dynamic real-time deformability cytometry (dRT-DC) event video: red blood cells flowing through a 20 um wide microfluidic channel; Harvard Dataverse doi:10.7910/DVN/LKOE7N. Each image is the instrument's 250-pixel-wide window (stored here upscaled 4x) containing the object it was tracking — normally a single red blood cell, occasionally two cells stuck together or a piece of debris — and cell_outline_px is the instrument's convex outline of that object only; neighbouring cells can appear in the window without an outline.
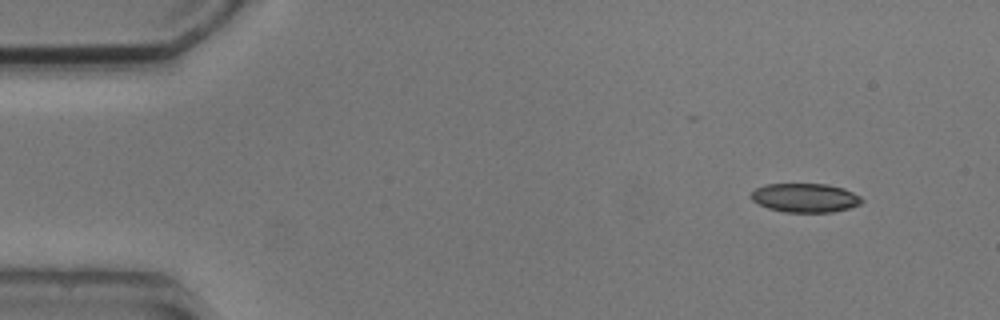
{"species": "common noctule bat (a hibernating species)", "species_latin": "Nyctalus noctula", "temperature_condition": "cold", "stored_images_in_passage": 5, "camera_frame_rate_fps": 3000, "um_per_image_px": 0.085, "animal": {"sex": "male", "body_mass_g": 20.5, "forearm_length_mm": 52.5}, "frame": {"image": 1, "passage_image": 1, "time_ms": 0.0, "image_size_px": [1000, 320], "cell_outline_px": [[864, 200], [860, 204], [848, 208], [832, 212], [784, 212], [768, 208], [752, 200], [752, 192], [756, 188], [764, 184], [828, 184], [844, 188], [860, 196]], "centroid_in_image_um": [68.45, 16.81], "position_along_channel_um": 16.5, "area_um2": 18.61}}
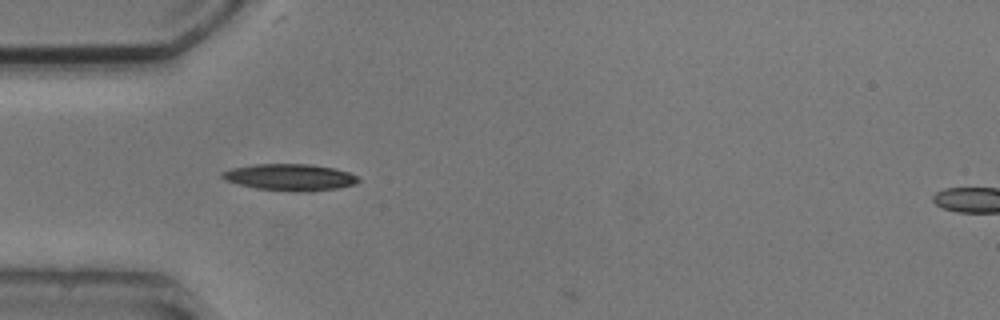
{"frame": {"image": 2, "passage_image": 4, "time_ms": 3.667, "image_size_px": [1000, 320], "cell_outline_px": [[360, 180], [356, 184], [336, 188], [312, 192], [292, 192], [256, 188], [224, 180], [220, 176], [220, 172], [232, 168], [256, 164], [308, 164], [332, 168], [348, 172], [360, 176]], "centroid_in_image_um": [24.66, 15.07], "position_along_channel_um": 60.3, "area_um2": 21.27}}